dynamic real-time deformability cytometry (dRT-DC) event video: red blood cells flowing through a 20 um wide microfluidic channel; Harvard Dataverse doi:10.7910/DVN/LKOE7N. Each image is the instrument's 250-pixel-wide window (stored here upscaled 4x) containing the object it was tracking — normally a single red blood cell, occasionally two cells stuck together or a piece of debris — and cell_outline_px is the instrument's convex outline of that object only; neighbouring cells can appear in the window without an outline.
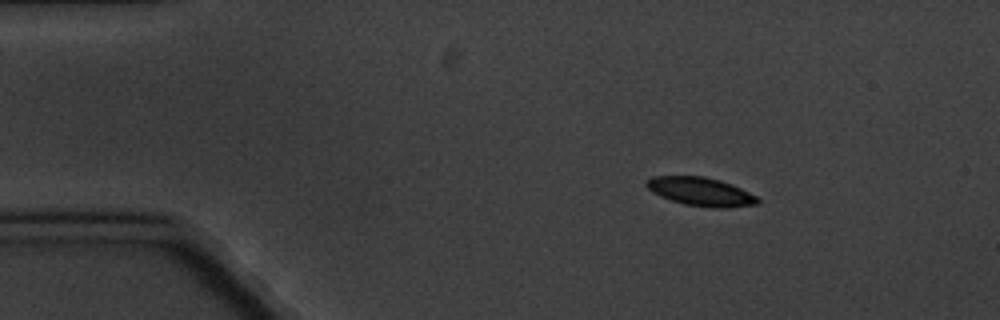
{"species": "common noctule bat (a hibernating species)", "species_latin": "Nyctalus noctula", "temperature_condition": "cold", "stored_images_in_passage": 6, "camera_frame_rate_fps": 3000, "um_per_image_px": 0.085, "animal": {"sex": "male", "body_mass_g": 20.1, "forearm_length_mm": 53.5}, "frame": {"image": 1, "passage_image": 2, "time_ms": 1.333, "image_size_px": [1000, 320], "cell_outline_px": [[760, 204], [728, 208], [712, 208], [684, 204], [660, 196], [652, 192], [644, 184], [644, 180], [652, 176], [704, 176], [720, 180], [732, 184], [756, 196], [760, 200]], "centroid_in_image_um": [59.56, 16.29], "position_along_channel_um": 25.4, "area_um2": 18.67}}
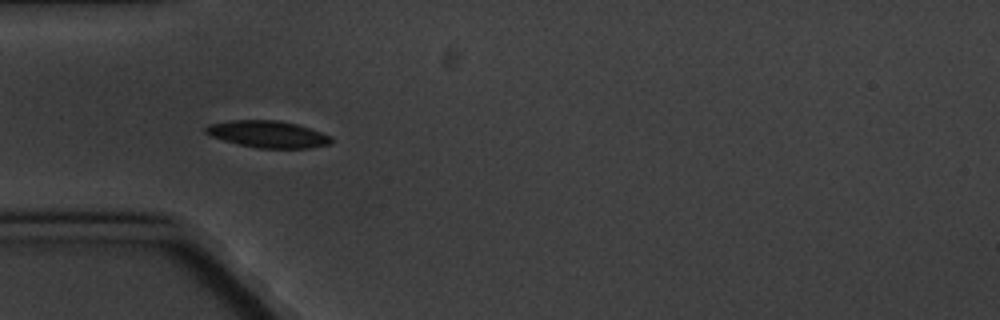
{"frame": {"image": 2, "passage_image": 4, "time_ms": 4.333, "image_size_px": [1000, 320], "cell_outline_px": [[332, 144], [308, 148], [256, 148], [236, 144], [212, 136], [204, 132], [204, 128], [208, 124], [228, 120], [276, 120], [296, 124], [312, 128], [332, 136]], "centroid_in_image_um": [22.78, 11.4], "position_along_channel_um": 62.2, "area_um2": 19.88}}